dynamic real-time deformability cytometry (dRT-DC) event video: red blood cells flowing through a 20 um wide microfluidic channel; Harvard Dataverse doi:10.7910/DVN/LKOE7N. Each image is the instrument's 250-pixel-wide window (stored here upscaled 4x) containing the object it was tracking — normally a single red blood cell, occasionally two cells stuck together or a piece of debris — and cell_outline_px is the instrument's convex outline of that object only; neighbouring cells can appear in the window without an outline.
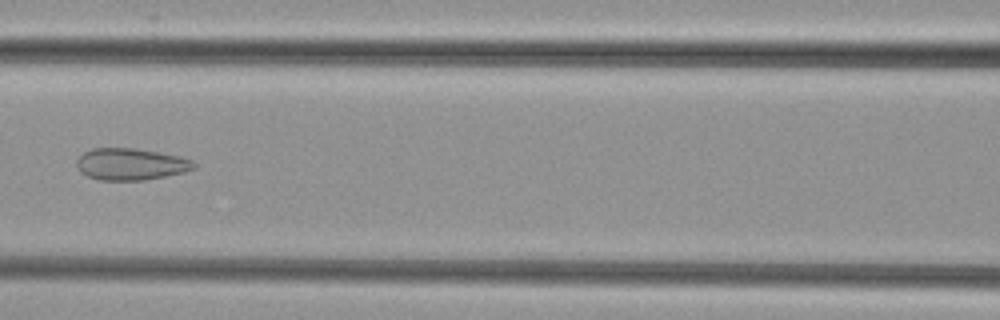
{"species": "common noctule bat (a hibernating species)", "species_latin": "Nyctalus noctula", "temperature_condition": "cold", "stored_images_in_passage": 7, "camera_frame_rate_fps": 3000, "um_per_image_px": 0.085, "animal": {"sex": "female", "body_mass_g": 29.2, "forearm_length_mm": 56.3}, "frame": {"image": 1, "passage_image": 6, "time_ms": 1.667, "image_size_px": [1000, 320], "cell_outline_px": [[196, 168], [184, 172], [144, 180], [100, 180], [88, 176], [80, 172], [76, 164], [76, 160], [84, 152], [92, 148], [136, 148], [160, 152], [180, 156], [192, 160], [196, 164]], "centroid_in_image_um": [11.12, 13.94], "position_along_channel_um": 155.5, "area_um2": 21.79}}
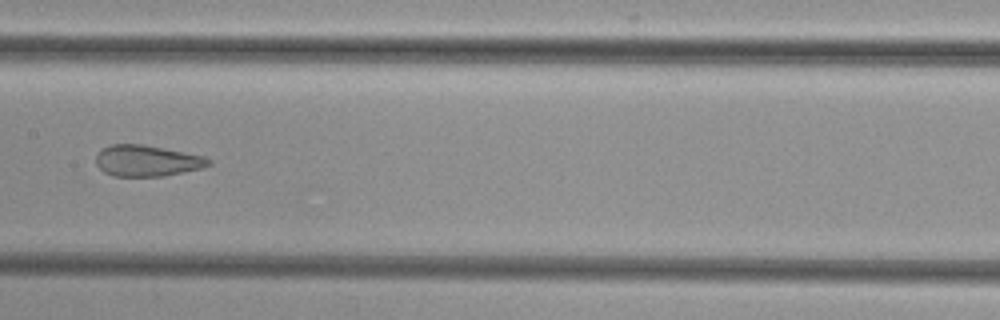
{"frame": {"image": 2, "passage_image": 7, "time_ms": 2.0, "image_size_px": [1000, 320], "cell_outline_px": [[212, 164], [204, 168], [164, 176], [112, 176], [104, 172], [96, 164], [96, 156], [104, 148], [112, 144], [144, 144], [204, 156], [212, 160]], "centroid_in_image_um": [12.53, 13.67], "position_along_channel_um": 194.9, "area_um2": 20.52}}